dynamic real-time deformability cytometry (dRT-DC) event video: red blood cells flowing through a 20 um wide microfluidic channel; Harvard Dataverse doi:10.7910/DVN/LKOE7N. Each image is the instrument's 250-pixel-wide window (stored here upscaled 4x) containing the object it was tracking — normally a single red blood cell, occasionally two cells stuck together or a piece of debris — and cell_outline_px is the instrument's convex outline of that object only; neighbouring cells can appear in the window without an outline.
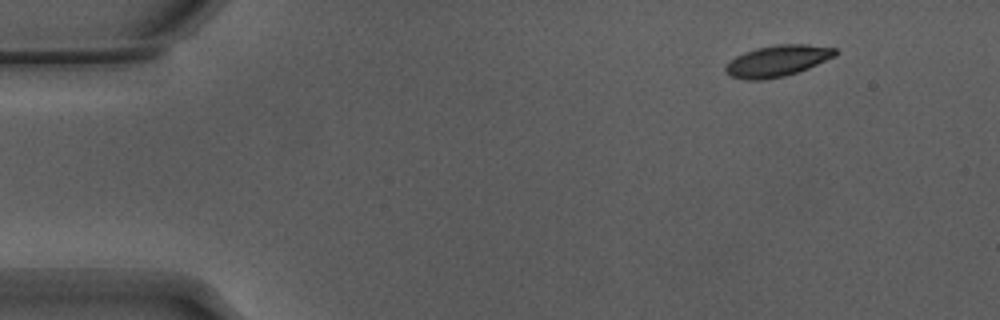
{"species": "Egyptian fruit bat (a non-hibernating species)", "species_latin": "Rousettus aegyptiacus", "temperature_condition": "warm", "stored_images_in_passage": 49, "camera_frame_rate_fps": 3000, "um_per_image_px": 0.085, "animal": {"sex": "male"}, "frame": {"image": 1, "passage_image": 1, "time_ms": 0.0, "image_size_px": [1000, 320], "cell_outline_px": [[840, 52], [836, 56], [808, 68], [784, 76], [764, 80], [748, 80], [728, 76], [724, 72], [724, 68], [736, 56], [744, 52], [756, 48], [776, 44], [808, 44], [836, 48]], "centroid_in_image_um": [66.09, 5.17], "position_along_channel_um": 18.9, "area_um2": 20.11}}
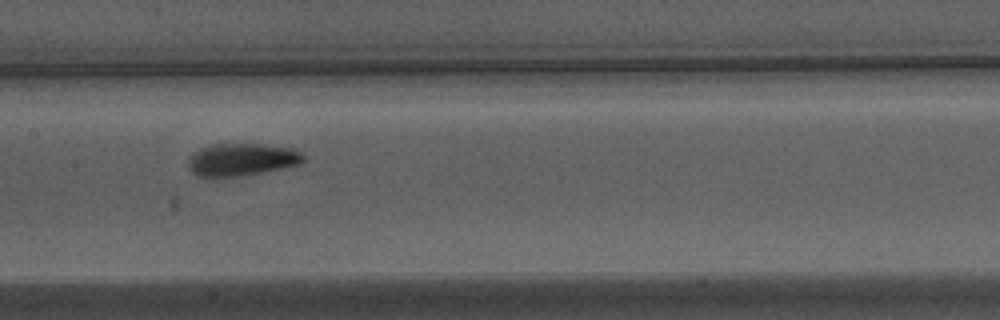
{"frame": {"image": 2, "passage_image": 22, "time_ms": 7.0, "image_size_px": [1000, 320], "cell_outline_px": [[304, 160], [300, 164], [240, 176], [204, 180], [192, 172], [188, 168], [188, 160], [200, 148], [212, 144], [260, 144], [292, 148], [300, 152], [304, 156]], "centroid_in_image_um": [20.47, 13.59], "position_along_channel_um": 186.9, "area_um2": 22.02}}
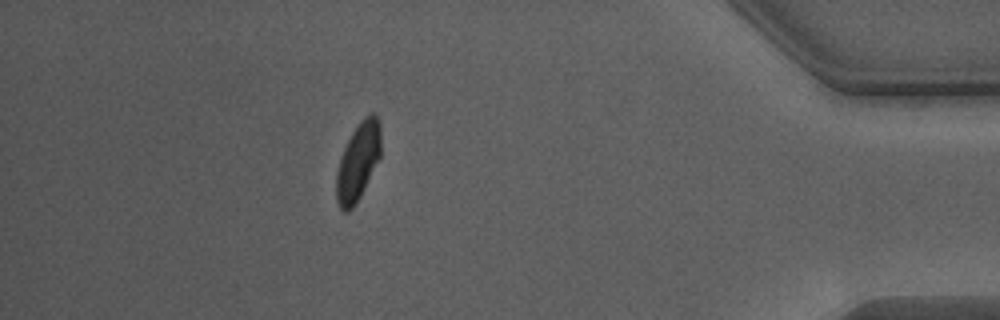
{"frame": {"image": 3, "passage_image": 43, "time_ms": 14.0, "image_size_px": [1000, 320], "cell_outline_px": [[380, 156], [360, 196], [352, 208], [348, 212], [344, 212], [340, 208], [336, 200], [336, 172], [344, 148], [352, 132], [360, 120], [364, 116], [372, 112], [376, 112], [380, 120]], "centroid_in_image_um": [30.43, 13.7], "position_along_channel_um": 404.8, "area_um2": 20.06}, "authors_computed_cell_mechanics": {"area_um2": 20.4034, "velocity_mm_per_s": 3.8179, "shape_relaxation_time_tau1_ms": 2.9622, "shape_relaxation_time_tau2_ms": 2.1872, "deformation_change_tau1": 0.1372, "deformation_change_tau2": 0.0805}}